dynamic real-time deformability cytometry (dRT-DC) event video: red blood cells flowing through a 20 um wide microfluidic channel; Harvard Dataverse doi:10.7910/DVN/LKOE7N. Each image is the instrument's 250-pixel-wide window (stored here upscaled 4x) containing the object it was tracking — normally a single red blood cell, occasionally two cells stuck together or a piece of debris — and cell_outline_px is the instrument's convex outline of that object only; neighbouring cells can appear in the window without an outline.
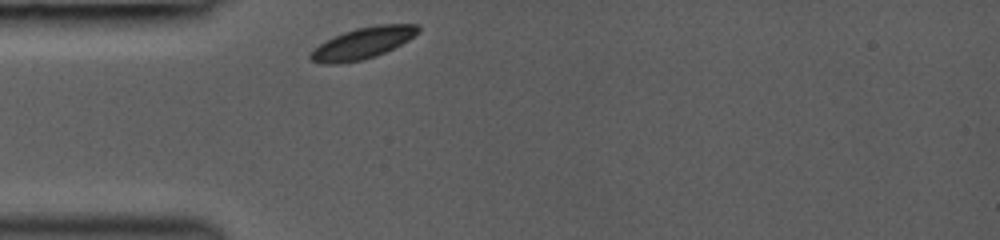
{"species": "common noctule bat (a hibernating species)", "species_latin": "Nyctalus noctula", "temperature_condition": "room temperature", "stored_images_in_passage": 12, "camera_frame_rate_fps": 3000, "um_per_image_px": 0.085, "animal": {"sex": "female", "body_mass_g": 19.0, "forearm_length_mm": 53.3}, "frame": {"image": 1, "passage_image": 1, "time_ms": 0.0, "image_size_px": [1000, 240], "cell_outline_px": [[420, 32], [408, 40], [376, 56], [364, 60], [336, 64], [324, 64], [312, 60], [308, 56], [320, 44], [344, 32], [356, 28], [380, 24], [416, 24], [420, 28]], "centroid_in_image_um": [30.86, 3.67], "position_along_channel_um": 54.1, "area_um2": 19.36}}
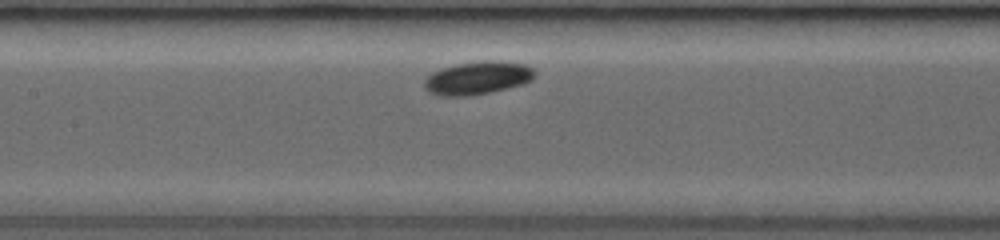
{"frame": {"image": 2, "passage_image": 7, "time_ms": 3.0, "image_size_px": [1000, 240], "cell_outline_px": [[536, 72], [532, 80], [524, 84], [508, 88], [472, 96], [440, 96], [428, 92], [424, 88], [424, 80], [432, 72], [440, 68], [456, 64], [480, 60], [500, 60], [524, 64], [532, 68]], "centroid_in_image_um": [40.59, 6.62], "position_along_channel_um": 166.8, "area_um2": 21.68}}
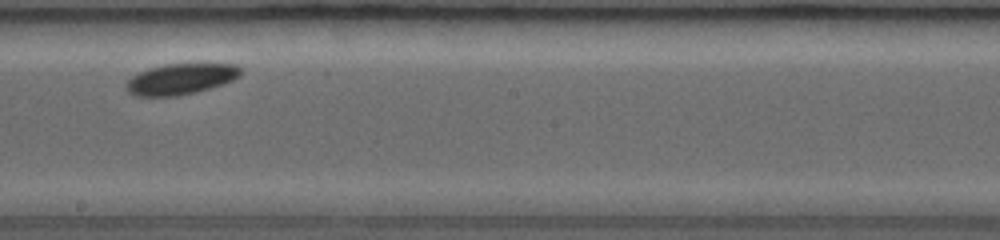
{"frame": {"image": 3, "passage_image": 10, "time_ms": 4.667, "image_size_px": [1000, 240], "cell_outline_px": [[244, 72], [240, 76], [224, 84], [196, 92], [176, 96], [132, 96], [124, 88], [124, 84], [132, 76], [148, 68], [164, 64], [236, 64]], "centroid_in_image_um": [15.34, 6.72], "position_along_channel_um": 232.9, "area_um2": 20.81}}